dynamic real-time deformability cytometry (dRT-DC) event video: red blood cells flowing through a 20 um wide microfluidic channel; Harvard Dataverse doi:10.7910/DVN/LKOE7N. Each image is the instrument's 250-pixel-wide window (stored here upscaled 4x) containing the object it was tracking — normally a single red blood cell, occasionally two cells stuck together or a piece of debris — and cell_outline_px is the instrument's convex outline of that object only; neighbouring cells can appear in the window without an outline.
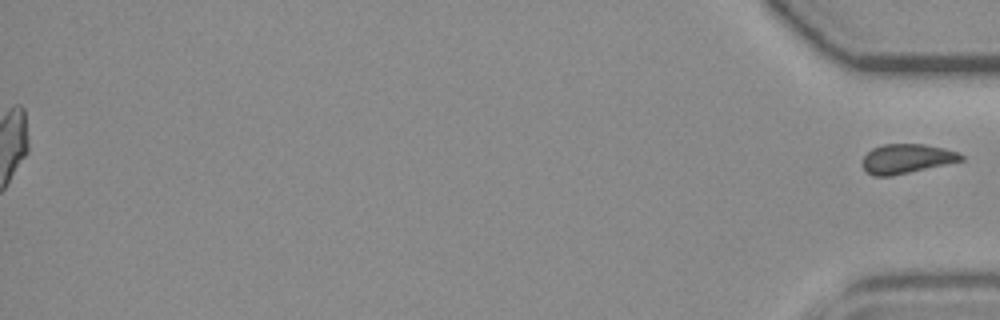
{"species": "common noctule bat (a hibernating species)", "species_latin": "Nyctalus noctula", "temperature_condition": "room temperature", "stored_images_in_passage": 56, "segment_of_instrument_passage": [2, 2], "camera_frame_rate_fps": 3000, "um_per_image_px": 0.085, "animal": {"sex": "female", "body_mass_g": 19.3, "forearm_length_mm": 54.1}, "frame": {"image": 1, "passage_image": 56, "time_ms": 18.333, "image_size_px": [1000, 320], "cell_outline_px": [[964, 160], [892, 176], [872, 176], [864, 168], [864, 156], [872, 148], [884, 144], [924, 144], [944, 148], [956, 152], [964, 156]], "centroid_in_image_um": [77.07, 13.49], "position_along_channel_um": 358.1, "area_um2": 16.7}}